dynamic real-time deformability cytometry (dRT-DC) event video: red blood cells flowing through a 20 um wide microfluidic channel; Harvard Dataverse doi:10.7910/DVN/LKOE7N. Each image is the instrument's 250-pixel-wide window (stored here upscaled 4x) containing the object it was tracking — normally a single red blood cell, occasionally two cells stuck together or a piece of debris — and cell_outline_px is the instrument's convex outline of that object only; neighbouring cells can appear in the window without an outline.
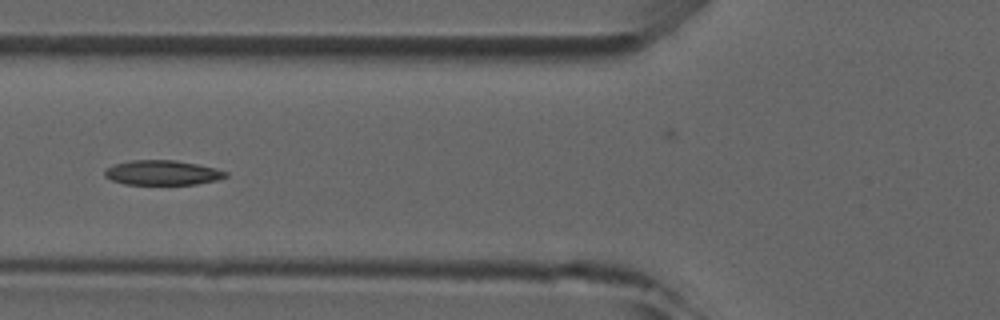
{"species": "common noctule bat (a hibernating species)", "species_latin": "Nyctalus noctula", "temperature_condition": "room temperature", "stored_images_in_passage": 2, "camera_frame_rate_fps": 3000, "um_per_image_px": 0.085, "animal": {"sex": "male", "forearm_length_mm": 52.5}, "frame": {"image": 1, "passage_image": 2, "time_ms": 1.0, "image_size_px": [1000, 320], "cell_outline_px": [[228, 176], [216, 180], [196, 184], [124, 184], [112, 180], [104, 176], [104, 172], [112, 164], [132, 160], [176, 160], [216, 168], [228, 172]], "centroid_in_image_um": [13.8, 14.67], "position_along_channel_um": 112.0, "area_um2": 17.4}}